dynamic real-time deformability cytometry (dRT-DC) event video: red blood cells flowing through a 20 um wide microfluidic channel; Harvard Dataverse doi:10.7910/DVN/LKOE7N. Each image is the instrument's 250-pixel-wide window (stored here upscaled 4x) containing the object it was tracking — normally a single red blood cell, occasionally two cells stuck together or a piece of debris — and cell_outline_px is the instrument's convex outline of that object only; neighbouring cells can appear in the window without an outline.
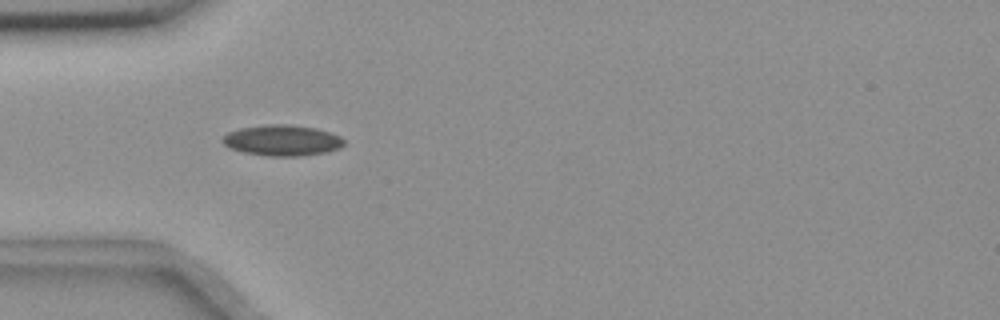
{"species": "common noctule bat (a hibernating species)", "species_latin": "Nyctalus noctula", "temperature_condition": "room temperature", "stored_images_in_passage": 25, "segment_of_instrument_passage": [1, 2], "camera_frame_rate_fps": 3000, "um_per_image_px": 0.085, "animal": {"sex": "female", "body_mass_g": 18.4}, "frame": {"image": 1, "passage_image": 2, "time_ms": 0.333, "image_size_px": [1000, 320], "cell_outline_px": [[344, 144], [340, 148], [324, 152], [300, 156], [268, 156], [244, 152], [232, 148], [224, 144], [220, 140], [228, 132], [240, 128], [264, 124], [292, 124], [316, 128], [340, 136], [344, 140]], "centroid_in_image_um": [23.98, 11.92], "position_along_channel_um": 61.0, "area_um2": 21.79}}
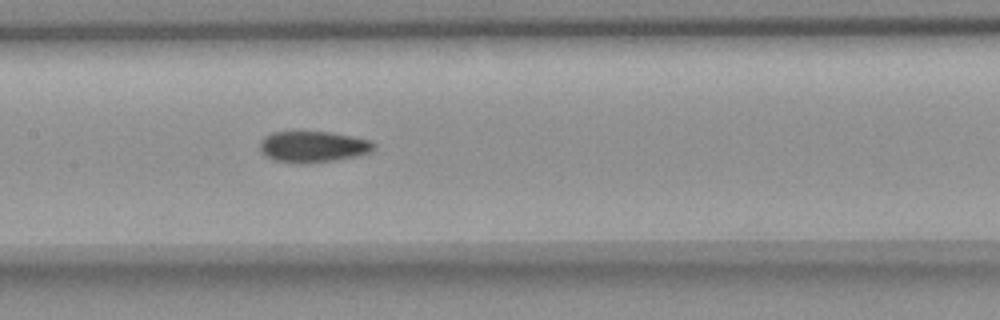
{"frame": {"image": 2, "passage_image": 12, "time_ms": 3.667, "image_size_px": [1000, 320], "cell_outline_px": [[376, 148], [372, 152], [356, 156], [332, 160], [304, 164], [300, 164], [276, 160], [268, 156], [260, 148], [260, 144], [264, 136], [272, 132], [332, 132], [372, 140], [376, 144]], "centroid_in_image_um": [26.68, 12.46], "position_along_channel_um": 180.7, "area_um2": 20.63}}
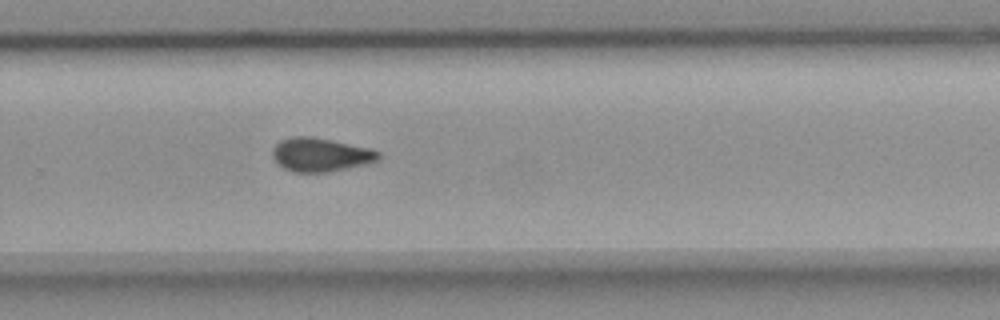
{"frame": {"image": 3, "passage_image": 22, "time_ms": 7.0, "image_size_px": [1000, 320], "cell_outline_px": [[380, 160], [364, 164], [328, 172], [292, 172], [284, 168], [272, 156], [272, 148], [280, 140], [292, 136], [312, 136], [372, 148], [380, 152]], "centroid_in_image_um": [27.26, 13.13], "position_along_channel_um": 302.5, "area_um2": 20.87}}